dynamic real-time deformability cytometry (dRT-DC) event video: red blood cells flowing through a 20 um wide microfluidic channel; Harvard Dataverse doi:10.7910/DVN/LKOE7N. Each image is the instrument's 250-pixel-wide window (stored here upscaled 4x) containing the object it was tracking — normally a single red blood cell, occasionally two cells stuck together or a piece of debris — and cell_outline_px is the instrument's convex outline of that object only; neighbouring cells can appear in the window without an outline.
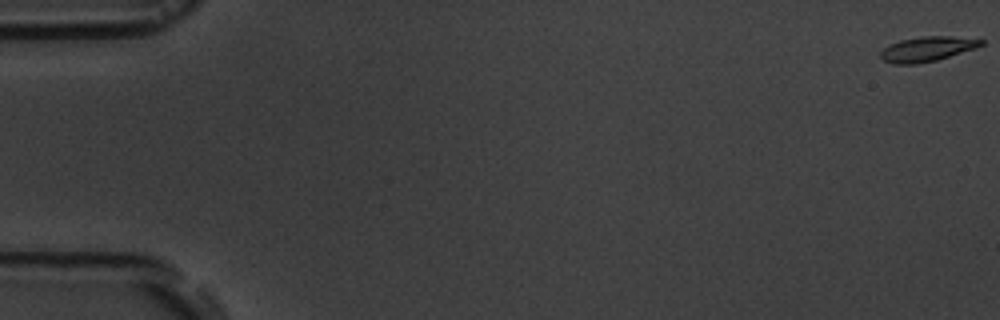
{"species": "common noctule bat (a hibernating species)", "species_latin": "Nyctalus noctula", "temperature_condition": "room temperature", "stored_images_in_passage": 6, "camera_frame_rate_fps": 3000, "um_per_image_px": 0.085, "animal": {"sex": "male", "body_mass_g": 19.5, "forearm_length_mm": 54.6}, "frame": {"image": 1, "passage_image": 1, "time_ms": 0.0, "image_size_px": [1000, 320], "cell_outline_px": [[984, 44], [976, 48], [936, 60], [916, 64], [892, 64], [884, 60], [880, 56], [880, 52], [888, 44], [900, 40], [924, 36], [952, 36], [984, 40]], "centroid_in_image_um": [78.79, 4.16], "position_along_channel_um": 6.2, "area_um2": 14.51}}
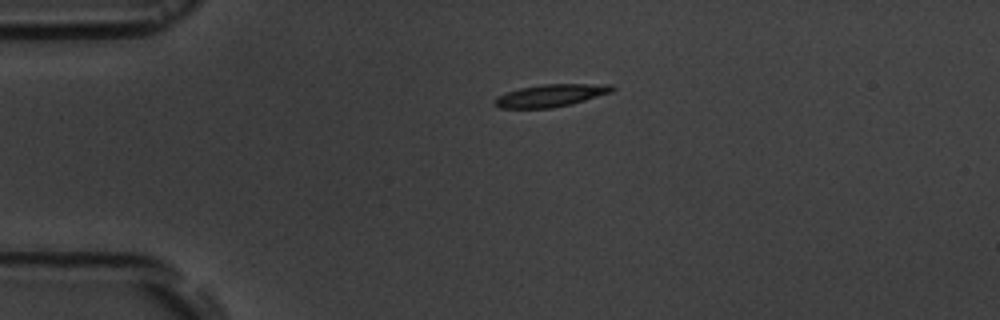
{"frame": {"image": 2, "passage_image": 5, "time_ms": 4.333, "image_size_px": [1000, 320], "cell_outline_px": [[616, 88], [612, 92], [572, 104], [552, 108], [500, 108], [492, 104], [492, 100], [496, 96], [520, 88], [544, 84], [612, 84]], "centroid_in_image_um": [46.8, 8.12], "position_along_channel_um": 38.2, "area_um2": 15.49}}